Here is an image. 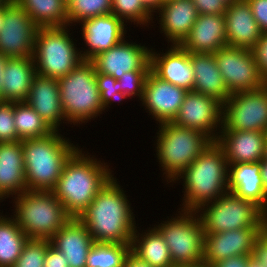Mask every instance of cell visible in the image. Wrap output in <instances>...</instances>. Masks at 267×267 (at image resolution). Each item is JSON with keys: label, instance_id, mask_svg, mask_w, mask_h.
<instances>
[{"label": "cell", "instance_id": "30", "mask_svg": "<svg viewBox=\"0 0 267 267\" xmlns=\"http://www.w3.org/2000/svg\"><path fill=\"white\" fill-rule=\"evenodd\" d=\"M144 231L146 232L142 234L135 230L131 252L153 267H175L169 248L160 233L154 227Z\"/></svg>", "mask_w": 267, "mask_h": 267}, {"label": "cell", "instance_id": "53", "mask_svg": "<svg viewBox=\"0 0 267 267\" xmlns=\"http://www.w3.org/2000/svg\"><path fill=\"white\" fill-rule=\"evenodd\" d=\"M180 267H213L211 266L210 264L208 263H198V264H194V265H183V266H180Z\"/></svg>", "mask_w": 267, "mask_h": 267}, {"label": "cell", "instance_id": "17", "mask_svg": "<svg viewBox=\"0 0 267 267\" xmlns=\"http://www.w3.org/2000/svg\"><path fill=\"white\" fill-rule=\"evenodd\" d=\"M81 35L88 46L81 51L83 60H91L100 52L109 50L123 41L127 26L114 14L100 15L81 22Z\"/></svg>", "mask_w": 267, "mask_h": 267}, {"label": "cell", "instance_id": "38", "mask_svg": "<svg viewBox=\"0 0 267 267\" xmlns=\"http://www.w3.org/2000/svg\"><path fill=\"white\" fill-rule=\"evenodd\" d=\"M96 81L104 110L113 103L112 101L118 100L121 102L127 98L121 92L120 82L113 76L96 72Z\"/></svg>", "mask_w": 267, "mask_h": 267}, {"label": "cell", "instance_id": "36", "mask_svg": "<svg viewBox=\"0 0 267 267\" xmlns=\"http://www.w3.org/2000/svg\"><path fill=\"white\" fill-rule=\"evenodd\" d=\"M111 13L123 22H134V24L145 25L153 21L152 14L141 2V0H112ZM152 15V16H151ZM136 22V23H135ZM147 24V25H146Z\"/></svg>", "mask_w": 267, "mask_h": 267}, {"label": "cell", "instance_id": "15", "mask_svg": "<svg viewBox=\"0 0 267 267\" xmlns=\"http://www.w3.org/2000/svg\"><path fill=\"white\" fill-rule=\"evenodd\" d=\"M186 93L184 88L157 77L150 70L145 80L141 103L159 124L173 122Z\"/></svg>", "mask_w": 267, "mask_h": 267}, {"label": "cell", "instance_id": "18", "mask_svg": "<svg viewBox=\"0 0 267 267\" xmlns=\"http://www.w3.org/2000/svg\"><path fill=\"white\" fill-rule=\"evenodd\" d=\"M262 229H236L204 235V263L213 266L226 258L251 256L254 240Z\"/></svg>", "mask_w": 267, "mask_h": 267}, {"label": "cell", "instance_id": "37", "mask_svg": "<svg viewBox=\"0 0 267 267\" xmlns=\"http://www.w3.org/2000/svg\"><path fill=\"white\" fill-rule=\"evenodd\" d=\"M48 239H28L13 267H44Z\"/></svg>", "mask_w": 267, "mask_h": 267}, {"label": "cell", "instance_id": "20", "mask_svg": "<svg viewBox=\"0 0 267 267\" xmlns=\"http://www.w3.org/2000/svg\"><path fill=\"white\" fill-rule=\"evenodd\" d=\"M267 132L220 130L216 143L224 150L228 165L264 159Z\"/></svg>", "mask_w": 267, "mask_h": 267}, {"label": "cell", "instance_id": "27", "mask_svg": "<svg viewBox=\"0 0 267 267\" xmlns=\"http://www.w3.org/2000/svg\"><path fill=\"white\" fill-rule=\"evenodd\" d=\"M24 191L26 178L22 141L0 143V201Z\"/></svg>", "mask_w": 267, "mask_h": 267}, {"label": "cell", "instance_id": "6", "mask_svg": "<svg viewBox=\"0 0 267 267\" xmlns=\"http://www.w3.org/2000/svg\"><path fill=\"white\" fill-rule=\"evenodd\" d=\"M156 155L168 183L174 180L213 142L203 133L173 122L158 124Z\"/></svg>", "mask_w": 267, "mask_h": 267}, {"label": "cell", "instance_id": "42", "mask_svg": "<svg viewBox=\"0 0 267 267\" xmlns=\"http://www.w3.org/2000/svg\"><path fill=\"white\" fill-rule=\"evenodd\" d=\"M192 2L198 13L205 15L224 14L227 6L221 0H192Z\"/></svg>", "mask_w": 267, "mask_h": 267}, {"label": "cell", "instance_id": "5", "mask_svg": "<svg viewBox=\"0 0 267 267\" xmlns=\"http://www.w3.org/2000/svg\"><path fill=\"white\" fill-rule=\"evenodd\" d=\"M14 199L13 218L29 239L50 240L72 218L52 191L26 190Z\"/></svg>", "mask_w": 267, "mask_h": 267}, {"label": "cell", "instance_id": "29", "mask_svg": "<svg viewBox=\"0 0 267 267\" xmlns=\"http://www.w3.org/2000/svg\"><path fill=\"white\" fill-rule=\"evenodd\" d=\"M190 61L194 72L192 91L212 96L224 103L231 94L218 70L213 53H190Z\"/></svg>", "mask_w": 267, "mask_h": 267}, {"label": "cell", "instance_id": "31", "mask_svg": "<svg viewBox=\"0 0 267 267\" xmlns=\"http://www.w3.org/2000/svg\"><path fill=\"white\" fill-rule=\"evenodd\" d=\"M31 17L38 28L68 27L65 0H14Z\"/></svg>", "mask_w": 267, "mask_h": 267}, {"label": "cell", "instance_id": "35", "mask_svg": "<svg viewBox=\"0 0 267 267\" xmlns=\"http://www.w3.org/2000/svg\"><path fill=\"white\" fill-rule=\"evenodd\" d=\"M112 0H69L68 26L100 15L111 14Z\"/></svg>", "mask_w": 267, "mask_h": 267}, {"label": "cell", "instance_id": "57", "mask_svg": "<svg viewBox=\"0 0 267 267\" xmlns=\"http://www.w3.org/2000/svg\"><path fill=\"white\" fill-rule=\"evenodd\" d=\"M7 2L5 0H0V7H3Z\"/></svg>", "mask_w": 267, "mask_h": 267}, {"label": "cell", "instance_id": "49", "mask_svg": "<svg viewBox=\"0 0 267 267\" xmlns=\"http://www.w3.org/2000/svg\"><path fill=\"white\" fill-rule=\"evenodd\" d=\"M10 57L0 53V94H1V90H2V84H3V76H4V70L6 68V64L8 62V59Z\"/></svg>", "mask_w": 267, "mask_h": 267}, {"label": "cell", "instance_id": "23", "mask_svg": "<svg viewBox=\"0 0 267 267\" xmlns=\"http://www.w3.org/2000/svg\"><path fill=\"white\" fill-rule=\"evenodd\" d=\"M181 46L189 53H214L227 46L224 14H199Z\"/></svg>", "mask_w": 267, "mask_h": 267}, {"label": "cell", "instance_id": "58", "mask_svg": "<svg viewBox=\"0 0 267 267\" xmlns=\"http://www.w3.org/2000/svg\"><path fill=\"white\" fill-rule=\"evenodd\" d=\"M169 1H172V0H162V5L166 2H169Z\"/></svg>", "mask_w": 267, "mask_h": 267}, {"label": "cell", "instance_id": "8", "mask_svg": "<svg viewBox=\"0 0 267 267\" xmlns=\"http://www.w3.org/2000/svg\"><path fill=\"white\" fill-rule=\"evenodd\" d=\"M197 212L205 234L236 229H263L267 225V216L259 206L231 192L203 205Z\"/></svg>", "mask_w": 267, "mask_h": 267}, {"label": "cell", "instance_id": "59", "mask_svg": "<svg viewBox=\"0 0 267 267\" xmlns=\"http://www.w3.org/2000/svg\"><path fill=\"white\" fill-rule=\"evenodd\" d=\"M7 3H12L14 0H5Z\"/></svg>", "mask_w": 267, "mask_h": 267}, {"label": "cell", "instance_id": "14", "mask_svg": "<svg viewBox=\"0 0 267 267\" xmlns=\"http://www.w3.org/2000/svg\"><path fill=\"white\" fill-rule=\"evenodd\" d=\"M37 29L25 10L10 3L4 10L0 29V53L10 58L33 56Z\"/></svg>", "mask_w": 267, "mask_h": 267}, {"label": "cell", "instance_id": "11", "mask_svg": "<svg viewBox=\"0 0 267 267\" xmlns=\"http://www.w3.org/2000/svg\"><path fill=\"white\" fill-rule=\"evenodd\" d=\"M213 55L230 94L263 87L264 77L252 49L227 45Z\"/></svg>", "mask_w": 267, "mask_h": 267}, {"label": "cell", "instance_id": "28", "mask_svg": "<svg viewBox=\"0 0 267 267\" xmlns=\"http://www.w3.org/2000/svg\"><path fill=\"white\" fill-rule=\"evenodd\" d=\"M36 74L33 56L9 58L4 70L0 101H25Z\"/></svg>", "mask_w": 267, "mask_h": 267}, {"label": "cell", "instance_id": "40", "mask_svg": "<svg viewBox=\"0 0 267 267\" xmlns=\"http://www.w3.org/2000/svg\"><path fill=\"white\" fill-rule=\"evenodd\" d=\"M20 141L13 115V101H0V143Z\"/></svg>", "mask_w": 267, "mask_h": 267}, {"label": "cell", "instance_id": "50", "mask_svg": "<svg viewBox=\"0 0 267 267\" xmlns=\"http://www.w3.org/2000/svg\"><path fill=\"white\" fill-rule=\"evenodd\" d=\"M260 173H261L262 181H263V184H264V189H265V191L267 193V160L263 159L261 161Z\"/></svg>", "mask_w": 267, "mask_h": 267}, {"label": "cell", "instance_id": "26", "mask_svg": "<svg viewBox=\"0 0 267 267\" xmlns=\"http://www.w3.org/2000/svg\"><path fill=\"white\" fill-rule=\"evenodd\" d=\"M260 170L261 161L229 165L228 192L255 203L267 216V193Z\"/></svg>", "mask_w": 267, "mask_h": 267}, {"label": "cell", "instance_id": "52", "mask_svg": "<svg viewBox=\"0 0 267 267\" xmlns=\"http://www.w3.org/2000/svg\"><path fill=\"white\" fill-rule=\"evenodd\" d=\"M10 3H6L3 7H0V29L3 25L4 10Z\"/></svg>", "mask_w": 267, "mask_h": 267}, {"label": "cell", "instance_id": "39", "mask_svg": "<svg viewBox=\"0 0 267 267\" xmlns=\"http://www.w3.org/2000/svg\"><path fill=\"white\" fill-rule=\"evenodd\" d=\"M150 70H133L123 73L117 79L120 82L121 92L127 97H134L135 95L141 101L143 98L145 80Z\"/></svg>", "mask_w": 267, "mask_h": 267}, {"label": "cell", "instance_id": "46", "mask_svg": "<svg viewBox=\"0 0 267 267\" xmlns=\"http://www.w3.org/2000/svg\"><path fill=\"white\" fill-rule=\"evenodd\" d=\"M249 256L241 255L231 258H226L225 260L215 263L213 267H247Z\"/></svg>", "mask_w": 267, "mask_h": 267}, {"label": "cell", "instance_id": "34", "mask_svg": "<svg viewBox=\"0 0 267 267\" xmlns=\"http://www.w3.org/2000/svg\"><path fill=\"white\" fill-rule=\"evenodd\" d=\"M131 244L94 243L87 255L86 267H123Z\"/></svg>", "mask_w": 267, "mask_h": 267}, {"label": "cell", "instance_id": "19", "mask_svg": "<svg viewBox=\"0 0 267 267\" xmlns=\"http://www.w3.org/2000/svg\"><path fill=\"white\" fill-rule=\"evenodd\" d=\"M162 54V55H161ZM150 50V70L159 78L187 91L194 87L190 53L181 45H171L165 53Z\"/></svg>", "mask_w": 267, "mask_h": 267}, {"label": "cell", "instance_id": "51", "mask_svg": "<svg viewBox=\"0 0 267 267\" xmlns=\"http://www.w3.org/2000/svg\"><path fill=\"white\" fill-rule=\"evenodd\" d=\"M247 267H263L261 263L257 262L251 256H249Z\"/></svg>", "mask_w": 267, "mask_h": 267}, {"label": "cell", "instance_id": "16", "mask_svg": "<svg viewBox=\"0 0 267 267\" xmlns=\"http://www.w3.org/2000/svg\"><path fill=\"white\" fill-rule=\"evenodd\" d=\"M150 50L145 45L124 39L109 50L100 52L90 61L96 72L111 75L117 80L128 71L150 70Z\"/></svg>", "mask_w": 267, "mask_h": 267}, {"label": "cell", "instance_id": "54", "mask_svg": "<svg viewBox=\"0 0 267 267\" xmlns=\"http://www.w3.org/2000/svg\"><path fill=\"white\" fill-rule=\"evenodd\" d=\"M221 1L226 5H231L232 3L237 2L239 0H221Z\"/></svg>", "mask_w": 267, "mask_h": 267}, {"label": "cell", "instance_id": "47", "mask_svg": "<svg viewBox=\"0 0 267 267\" xmlns=\"http://www.w3.org/2000/svg\"><path fill=\"white\" fill-rule=\"evenodd\" d=\"M123 267H153L149 265L147 262L139 259L136 255H134L131 251L127 255Z\"/></svg>", "mask_w": 267, "mask_h": 267}, {"label": "cell", "instance_id": "41", "mask_svg": "<svg viewBox=\"0 0 267 267\" xmlns=\"http://www.w3.org/2000/svg\"><path fill=\"white\" fill-rule=\"evenodd\" d=\"M251 257L267 267V225L256 236Z\"/></svg>", "mask_w": 267, "mask_h": 267}, {"label": "cell", "instance_id": "13", "mask_svg": "<svg viewBox=\"0 0 267 267\" xmlns=\"http://www.w3.org/2000/svg\"><path fill=\"white\" fill-rule=\"evenodd\" d=\"M223 103L217 98L187 91L173 123L197 130L216 142L222 128ZM217 127L218 132H217ZM216 129V130H215ZM216 131V132H215Z\"/></svg>", "mask_w": 267, "mask_h": 267}, {"label": "cell", "instance_id": "55", "mask_svg": "<svg viewBox=\"0 0 267 267\" xmlns=\"http://www.w3.org/2000/svg\"><path fill=\"white\" fill-rule=\"evenodd\" d=\"M264 160H267V138L265 143Z\"/></svg>", "mask_w": 267, "mask_h": 267}, {"label": "cell", "instance_id": "7", "mask_svg": "<svg viewBox=\"0 0 267 267\" xmlns=\"http://www.w3.org/2000/svg\"><path fill=\"white\" fill-rule=\"evenodd\" d=\"M65 118L75 125L99 116L104 111L96 81V69L83 60L66 76L58 79Z\"/></svg>", "mask_w": 267, "mask_h": 267}, {"label": "cell", "instance_id": "45", "mask_svg": "<svg viewBox=\"0 0 267 267\" xmlns=\"http://www.w3.org/2000/svg\"><path fill=\"white\" fill-rule=\"evenodd\" d=\"M44 267H69L64 254L54 248L48 240V248L45 255Z\"/></svg>", "mask_w": 267, "mask_h": 267}, {"label": "cell", "instance_id": "48", "mask_svg": "<svg viewBox=\"0 0 267 267\" xmlns=\"http://www.w3.org/2000/svg\"><path fill=\"white\" fill-rule=\"evenodd\" d=\"M141 2L152 14L162 6V0H141Z\"/></svg>", "mask_w": 267, "mask_h": 267}, {"label": "cell", "instance_id": "10", "mask_svg": "<svg viewBox=\"0 0 267 267\" xmlns=\"http://www.w3.org/2000/svg\"><path fill=\"white\" fill-rule=\"evenodd\" d=\"M178 212L154 228L165 240L175 267L202 263L205 232L198 212L182 209V213Z\"/></svg>", "mask_w": 267, "mask_h": 267}, {"label": "cell", "instance_id": "12", "mask_svg": "<svg viewBox=\"0 0 267 267\" xmlns=\"http://www.w3.org/2000/svg\"><path fill=\"white\" fill-rule=\"evenodd\" d=\"M222 128L220 130L267 132V90L231 94L223 103Z\"/></svg>", "mask_w": 267, "mask_h": 267}, {"label": "cell", "instance_id": "2", "mask_svg": "<svg viewBox=\"0 0 267 267\" xmlns=\"http://www.w3.org/2000/svg\"><path fill=\"white\" fill-rule=\"evenodd\" d=\"M82 150L79 147L65 162L52 190L72 218H78L114 176L109 165L91 155H84Z\"/></svg>", "mask_w": 267, "mask_h": 267}, {"label": "cell", "instance_id": "32", "mask_svg": "<svg viewBox=\"0 0 267 267\" xmlns=\"http://www.w3.org/2000/svg\"><path fill=\"white\" fill-rule=\"evenodd\" d=\"M15 219L0 215V267H13L28 241Z\"/></svg>", "mask_w": 267, "mask_h": 267}, {"label": "cell", "instance_id": "22", "mask_svg": "<svg viewBox=\"0 0 267 267\" xmlns=\"http://www.w3.org/2000/svg\"><path fill=\"white\" fill-rule=\"evenodd\" d=\"M224 18L228 46L253 49L257 45L263 33L247 0L227 5Z\"/></svg>", "mask_w": 267, "mask_h": 267}, {"label": "cell", "instance_id": "21", "mask_svg": "<svg viewBox=\"0 0 267 267\" xmlns=\"http://www.w3.org/2000/svg\"><path fill=\"white\" fill-rule=\"evenodd\" d=\"M25 102L30 105L53 131H59L64 115L58 79L36 74Z\"/></svg>", "mask_w": 267, "mask_h": 267}, {"label": "cell", "instance_id": "1", "mask_svg": "<svg viewBox=\"0 0 267 267\" xmlns=\"http://www.w3.org/2000/svg\"><path fill=\"white\" fill-rule=\"evenodd\" d=\"M117 180L113 176L78 217L95 243L131 244L137 228L130 201Z\"/></svg>", "mask_w": 267, "mask_h": 267}, {"label": "cell", "instance_id": "4", "mask_svg": "<svg viewBox=\"0 0 267 267\" xmlns=\"http://www.w3.org/2000/svg\"><path fill=\"white\" fill-rule=\"evenodd\" d=\"M26 190L52 191L65 162L78 149L59 131L22 141Z\"/></svg>", "mask_w": 267, "mask_h": 267}, {"label": "cell", "instance_id": "25", "mask_svg": "<svg viewBox=\"0 0 267 267\" xmlns=\"http://www.w3.org/2000/svg\"><path fill=\"white\" fill-rule=\"evenodd\" d=\"M49 241L64 254L69 267H86L88 252L95 243L78 218H71Z\"/></svg>", "mask_w": 267, "mask_h": 267}, {"label": "cell", "instance_id": "56", "mask_svg": "<svg viewBox=\"0 0 267 267\" xmlns=\"http://www.w3.org/2000/svg\"><path fill=\"white\" fill-rule=\"evenodd\" d=\"M263 87L267 90V76L264 77Z\"/></svg>", "mask_w": 267, "mask_h": 267}, {"label": "cell", "instance_id": "44", "mask_svg": "<svg viewBox=\"0 0 267 267\" xmlns=\"http://www.w3.org/2000/svg\"><path fill=\"white\" fill-rule=\"evenodd\" d=\"M252 50L261 75L267 76V33L261 35L257 45Z\"/></svg>", "mask_w": 267, "mask_h": 267}, {"label": "cell", "instance_id": "43", "mask_svg": "<svg viewBox=\"0 0 267 267\" xmlns=\"http://www.w3.org/2000/svg\"><path fill=\"white\" fill-rule=\"evenodd\" d=\"M262 33H267V0H247Z\"/></svg>", "mask_w": 267, "mask_h": 267}, {"label": "cell", "instance_id": "9", "mask_svg": "<svg viewBox=\"0 0 267 267\" xmlns=\"http://www.w3.org/2000/svg\"><path fill=\"white\" fill-rule=\"evenodd\" d=\"M68 32L67 26L37 29L33 54L37 74L59 79L83 61Z\"/></svg>", "mask_w": 267, "mask_h": 267}, {"label": "cell", "instance_id": "3", "mask_svg": "<svg viewBox=\"0 0 267 267\" xmlns=\"http://www.w3.org/2000/svg\"><path fill=\"white\" fill-rule=\"evenodd\" d=\"M229 165L224 150L212 142L174 181L182 178V210L197 211L228 192Z\"/></svg>", "mask_w": 267, "mask_h": 267}, {"label": "cell", "instance_id": "33", "mask_svg": "<svg viewBox=\"0 0 267 267\" xmlns=\"http://www.w3.org/2000/svg\"><path fill=\"white\" fill-rule=\"evenodd\" d=\"M14 123L21 141L49 136L54 131L25 101L13 102Z\"/></svg>", "mask_w": 267, "mask_h": 267}, {"label": "cell", "instance_id": "24", "mask_svg": "<svg viewBox=\"0 0 267 267\" xmlns=\"http://www.w3.org/2000/svg\"><path fill=\"white\" fill-rule=\"evenodd\" d=\"M161 33L168 44L181 45L189 35L199 13L192 0H172L164 3L158 11Z\"/></svg>", "mask_w": 267, "mask_h": 267}]
</instances>
